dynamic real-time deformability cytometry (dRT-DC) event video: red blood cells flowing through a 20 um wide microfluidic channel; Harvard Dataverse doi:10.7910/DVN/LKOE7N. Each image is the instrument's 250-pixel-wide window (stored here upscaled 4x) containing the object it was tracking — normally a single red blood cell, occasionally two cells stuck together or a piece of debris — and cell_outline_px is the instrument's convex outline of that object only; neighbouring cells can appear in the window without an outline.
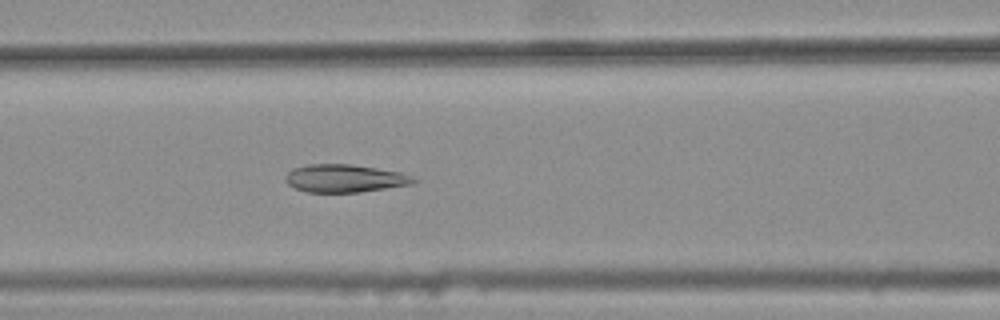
{"species": "common noctule bat (a hibernating species)", "species_latin": "Nyctalus noctula", "temperature_condition": "warm", "stored_images_in_passage": 38, "camera_frame_rate_fps": 3000, "um_per_image_px": 0.085, "animal": {"sex": "female", "body_mass_g": 25.1}, "frame": {"image": 1, "passage_image": 16, "time_ms": 5.0, "image_size_px": [1000, 320], "cell_outline_px": [[416, 180], [412, 184], [360, 192], [308, 192], [296, 188], [288, 184], [284, 180], [284, 176], [292, 168], [308, 164], [348, 164], [376, 168], [400, 172], [412, 176]], "centroid_in_image_um": [29.26, 15.16], "position_along_channel_um": 137.3, "area_um2": 20.69}}
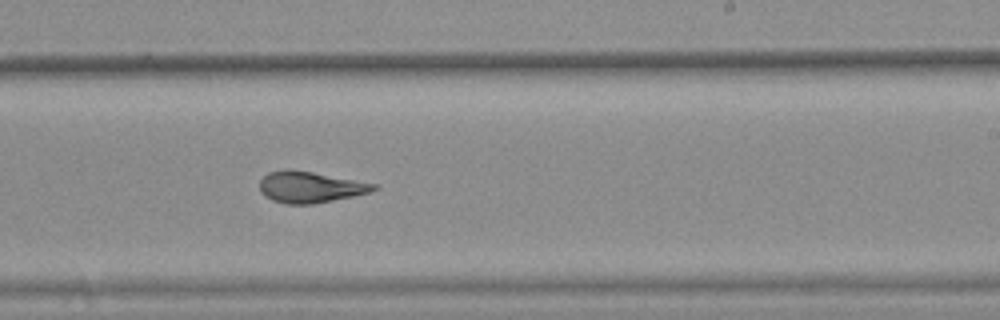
{"frame": {"image": 2, "passage_image": 26, "time_ms": 8.333, "image_size_px": [1000, 320], "cell_outline_px": [[380, 188], [368, 192], [352, 196], [312, 204], [284, 204], [272, 200], [264, 196], [260, 192], [260, 180], [268, 172], [288, 168], [312, 172], [376, 184]], "centroid_in_image_um": [26.3, 15.9], "position_along_channel_um": 262.7, "area_um2": 20.63}}
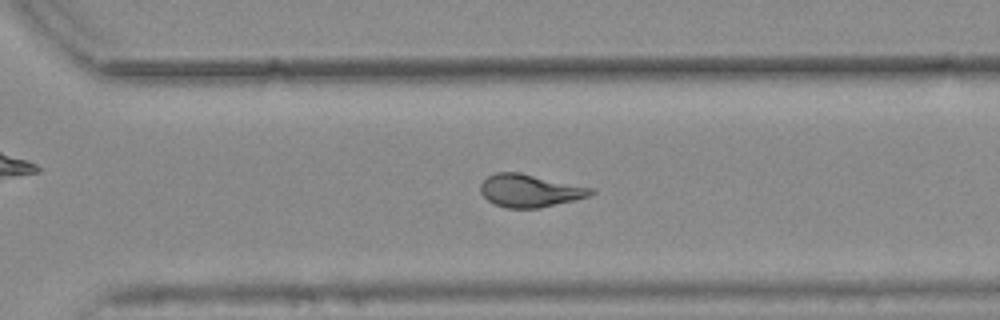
{"frame": {"image": 3, "passage_image": 31, "time_ms": 10.0, "image_size_px": [1000, 320], "cell_outline_px": [[596, 192], [588, 196], [540, 208], [504, 208], [488, 200], [480, 192], [480, 184], [488, 176], [496, 172], [520, 172], [596, 188]], "centroid_in_image_um": [45.05, 16.19], "position_along_channel_um": 325.5, "area_um2": 21.15}, "authors_computed_cell_mechanics": {"area_um2": 21.0392, "velocity_mm_per_s": 3.7725, "shape_relaxation_time_tau1_ms": null, "shape_relaxation_time_tau2_ms": 1.3058, "deformation_change_tau1": null, "deformation_change_tau2": 0.0687}}